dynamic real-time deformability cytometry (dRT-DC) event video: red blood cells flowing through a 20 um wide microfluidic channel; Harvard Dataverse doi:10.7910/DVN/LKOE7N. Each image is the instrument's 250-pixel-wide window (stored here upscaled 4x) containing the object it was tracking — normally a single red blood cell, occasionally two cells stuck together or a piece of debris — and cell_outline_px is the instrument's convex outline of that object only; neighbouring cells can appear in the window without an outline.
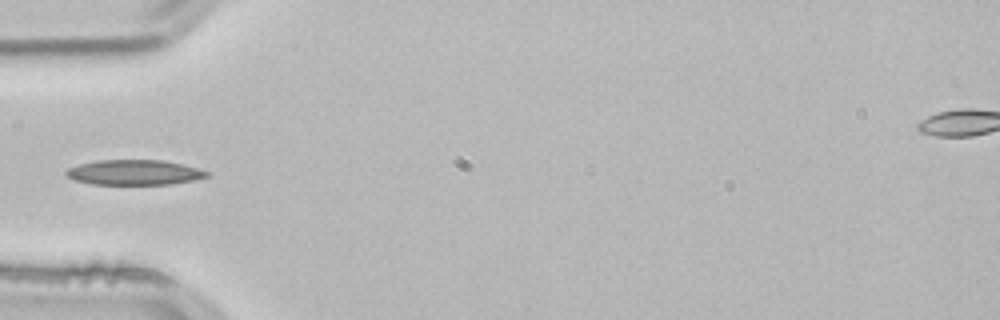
{"species": "common noctule bat (a hibernating species)", "species_latin": "Nyctalus noctula", "temperature_condition": "room temperature", "stored_images_in_passage": 3, "camera_frame_rate_fps": 3000, "um_per_image_px": 0.085, "animal": {"sex": "male", "body_mass_g": 21.5, "forearm_length_mm": 52.0}, "frame": {"image": 1, "passage_image": 3, "time_ms": 0.667, "image_size_px": [1000, 320], "cell_outline_px": [[208, 176], [192, 180], [172, 184], [92, 184], [76, 180], [68, 176], [64, 172], [68, 168], [80, 164], [96, 160], [164, 160], [196, 168], [208, 172]], "centroid_in_image_um": [11.38, 14.65], "position_along_channel_um": 73.6, "area_um2": 20.29}}